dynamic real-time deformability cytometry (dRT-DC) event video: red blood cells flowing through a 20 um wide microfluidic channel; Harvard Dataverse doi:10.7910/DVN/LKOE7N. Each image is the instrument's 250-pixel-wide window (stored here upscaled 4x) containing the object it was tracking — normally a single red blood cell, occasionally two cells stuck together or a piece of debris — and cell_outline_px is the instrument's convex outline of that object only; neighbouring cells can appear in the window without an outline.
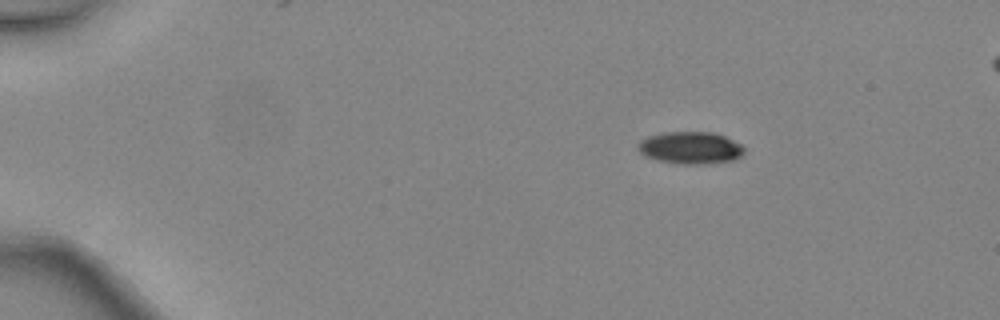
{"species": "common noctule bat (a hibernating species)", "species_latin": "Nyctalus noctula", "temperature_condition": "warm", "stored_images_in_passage": 5, "camera_frame_rate_fps": 3000, "um_per_image_px": 0.085, "animal": {"sex": "female", "body_mass_g": 24.6, "forearm_length_mm": 56.2}, "frame": {"image": 1, "passage_image": 2, "time_ms": 0.333, "image_size_px": [1000, 320], "cell_outline_px": [[744, 152], [736, 160], [696, 164], [680, 164], [660, 160], [648, 156], [640, 152], [640, 140], [648, 136], [664, 132], [712, 132], [724, 136], [740, 144], [744, 148]], "centroid_in_image_um": [58.72, 12.55], "position_along_channel_um": 26.3, "area_um2": 19.54}}